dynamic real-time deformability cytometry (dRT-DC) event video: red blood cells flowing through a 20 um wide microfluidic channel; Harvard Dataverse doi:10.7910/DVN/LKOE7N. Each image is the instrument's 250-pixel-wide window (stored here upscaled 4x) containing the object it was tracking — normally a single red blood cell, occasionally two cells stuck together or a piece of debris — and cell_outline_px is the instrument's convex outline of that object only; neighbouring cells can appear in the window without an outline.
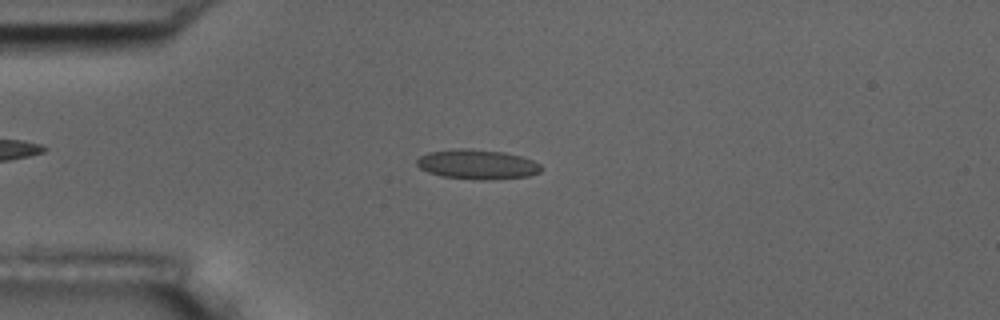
{"species": "common noctule bat (a hibernating species)", "species_latin": "Nyctalus noctula", "temperature_condition": "room temperature", "stored_images_in_passage": 54, "camera_frame_rate_fps": 3000, "um_per_image_px": 0.085, "animal": {"sex": "male", "body_mass_g": 17.5, "forearm_length_mm": 52.3}, "frame": {"image": 1, "passage_image": 13, "time_ms": 4.0, "image_size_px": [1000, 320], "cell_outline_px": [[544, 168], [540, 172], [528, 176], [484, 180], [480, 180], [444, 176], [428, 172], [420, 168], [416, 164], [416, 160], [420, 156], [428, 152], [452, 148], [468, 148], [504, 152], [520, 156], [532, 160], [540, 164]], "centroid_in_image_um": [40.56, 13.96], "position_along_channel_um": 44.4, "area_um2": 21.56}}
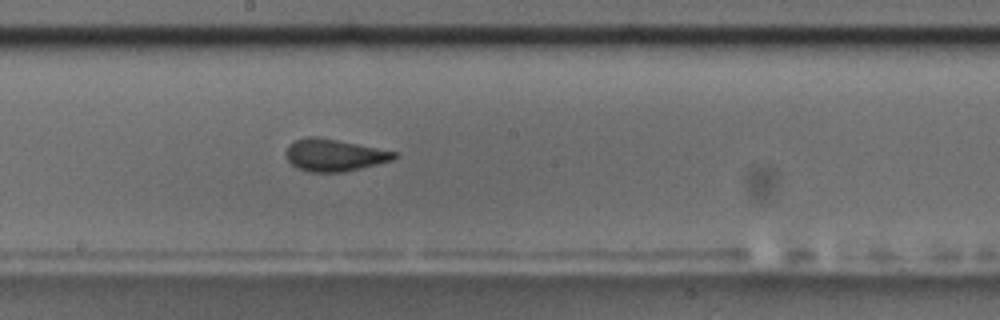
{"frame": {"image": 2, "passage_image": 29, "time_ms": 9.333, "image_size_px": [1000, 320], "cell_outline_px": [[396, 156], [392, 160], [344, 172], [308, 172], [296, 168], [288, 160], [284, 152], [288, 144], [296, 140], [308, 136], [316, 136], [396, 152]], "centroid_in_image_um": [28.33, 13.19], "position_along_channel_um": 219.9, "area_um2": 20.06}}
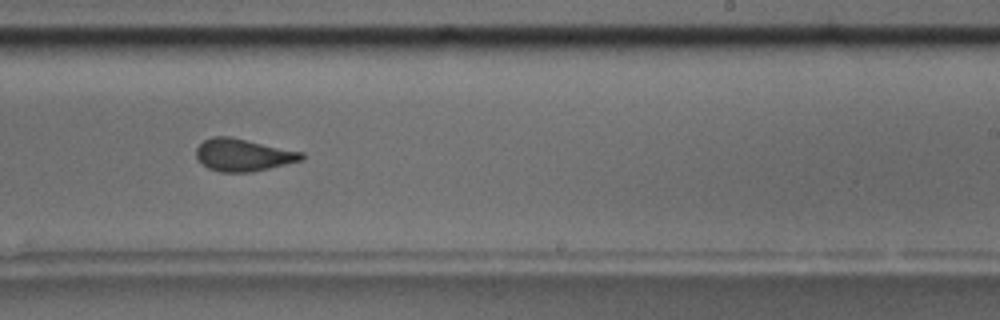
{"frame": {"image": 3, "passage_image": 33, "time_ms": 10.667, "image_size_px": [1000, 320], "cell_outline_px": [[304, 160], [252, 172], [220, 172], [208, 168], [196, 156], [196, 148], [204, 140], [212, 136], [232, 136], [304, 152]], "centroid_in_image_um": [20.7, 13.16], "position_along_channel_um": 268.3, "area_um2": 20.06}, "authors_computed_cell_mechanics": {"area_um2": 20.1722, "velocity_mm_per_s": 3.6446, "shape_relaxation_time_tau1_ms": 7.8166, "shape_relaxation_time_tau2_ms": 1.0648, "deformation_change_tau1": 0.1791, "deformation_change_tau2": 0.0768}}